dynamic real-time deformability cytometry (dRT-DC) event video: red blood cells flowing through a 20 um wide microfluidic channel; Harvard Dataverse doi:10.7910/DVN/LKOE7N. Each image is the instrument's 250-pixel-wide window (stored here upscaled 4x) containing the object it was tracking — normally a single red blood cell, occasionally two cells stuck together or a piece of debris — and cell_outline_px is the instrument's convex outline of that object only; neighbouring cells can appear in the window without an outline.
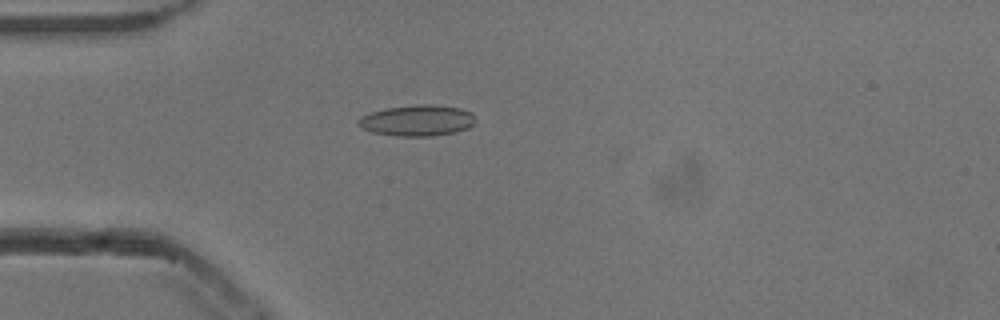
{"species": "common noctule bat (a hibernating species)", "species_latin": "Nyctalus noctula", "temperature_condition": "cold", "stored_images_in_passage": 50, "camera_frame_rate_fps": 3000, "um_per_image_px": 0.085, "animal": {"sex": "male", "body_mass_g": 13.3}, "frame": {"image": 1, "passage_image": 12, "time_ms": 3.667, "image_size_px": [1000, 320], "cell_outline_px": [[472, 124], [468, 128], [452, 132], [432, 136], [396, 136], [372, 132], [360, 128], [356, 124], [356, 120], [360, 116], [372, 112], [388, 108], [416, 104], [432, 104], [460, 108], [472, 112]], "centroid_in_image_um": [35.39, 10.24], "position_along_channel_um": 49.6, "area_um2": 21.1}}
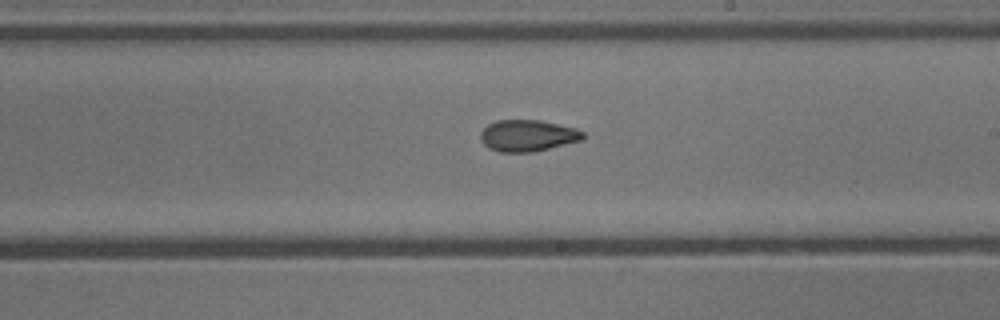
{"frame": {"image": 2, "passage_image": 28, "time_ms": 9.0, "image_size_px": [1000, 320], "cell_outline_px": [[584, 136], [580, 140], [532, 152], [500, 152], [488, 148], [480, 140], [480, 132], [488, 124], [496, 120], [540, 120], [576, 128], [584, 132]], "centroid_in_image_um": [44.81, 11.52], "position_along_channel_um": 244.2, "area_um2": 18.73}}
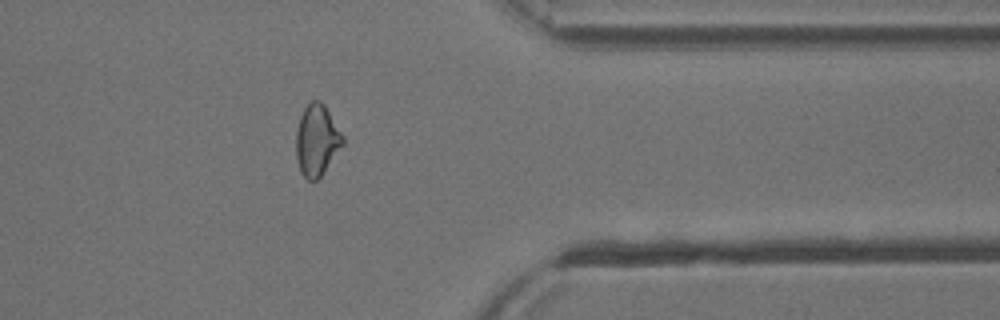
{"frame": {"image": 3, "passage_image": 40, "time_ms": 13.0, "image_size_px": [1000, 320], "cell_outline_px": [[344, 144], [320, 176], [316, 180], [308, 180], [300, 172], [296, 156], [296, 132], [300, 116], [304, 108], [312, 100], [320, 100], [324, 104], [344, 136]], "centroid_in_image_um": [26.93, 11.9], "position_along_channel_um": 384.5, "area_um2": 19.31}, "authors_computed_cell_mechanics": {"area_um2": 19.3341, "velocity_mm_per_s": 3.8587, "shape_relaxation_time_tau1_ms": null, "shape_relaxation_time_tau2_ms": 2.9607, "deformation_change_tau1": null, "deformation_change_tau2": 0.0913}}